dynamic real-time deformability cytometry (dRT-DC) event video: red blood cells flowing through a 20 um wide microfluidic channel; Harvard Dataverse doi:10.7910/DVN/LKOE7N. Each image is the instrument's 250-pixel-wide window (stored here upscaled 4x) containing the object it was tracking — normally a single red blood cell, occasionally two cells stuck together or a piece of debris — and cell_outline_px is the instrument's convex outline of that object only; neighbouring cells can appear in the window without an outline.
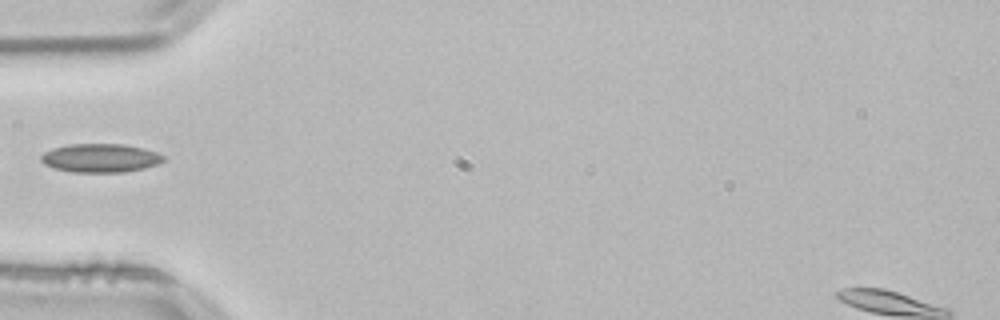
{"species": "common noctule bat (a hibernating species)", "species_latin": "Nyctalus noctula", "temperature_condition": "room temperature", "stored_images_in_passage": 32, "camera_frame_rate_fps": 3000, "um_per_image_px": 0.085, "animal": {"sex": "male", "body_mass_g": 21.5, "forearm_length_mm": 52.0}, "frame": {"image": 1, "passage_image": 1, "time_ms": 0.0, "image_size_px": [1000, 320], "cell_outline_px": [[164, 160], [156, 164], [144, 168], [124, 172], [72, 172], [56, 168], [44, 164], [40, 160], [40, 156], [44, 152], [52, 148], [72, 144], [120, 144], [140, 148], [156, 152], [164, 156]], "centroid_in_image_um": [8.5, 13.43], "position_along_channel_um": 76.5, "area_um2": 20.17}}
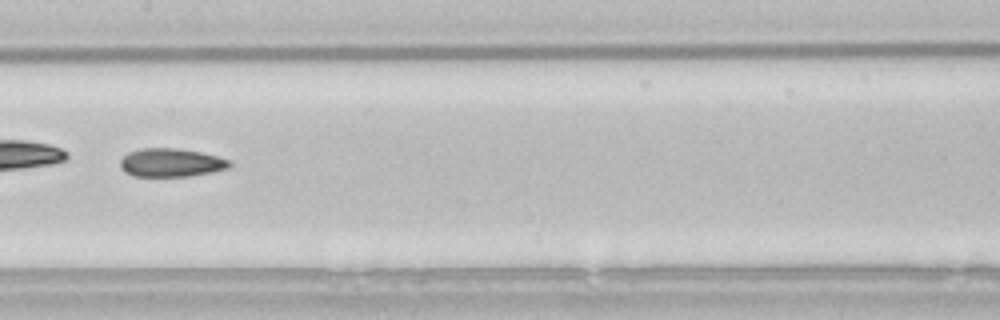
{"frame": {"image": 2, "passage_image": 10, "time_ms": 3.0, "image_size_px": [1000, 320], "cell_outline_px": [[232, 164], [228, 168], [212, 172], [188, 176], [132, 176], [124, 172], [120, 168], [120, 160], [128, 152], [140, 148], [176, 148], [200, 152], [232, 160]], "centroid_in_image_um": [14.52, 13.82], "position_along_channel_um": 192.9, "area_um2": 18.21}}